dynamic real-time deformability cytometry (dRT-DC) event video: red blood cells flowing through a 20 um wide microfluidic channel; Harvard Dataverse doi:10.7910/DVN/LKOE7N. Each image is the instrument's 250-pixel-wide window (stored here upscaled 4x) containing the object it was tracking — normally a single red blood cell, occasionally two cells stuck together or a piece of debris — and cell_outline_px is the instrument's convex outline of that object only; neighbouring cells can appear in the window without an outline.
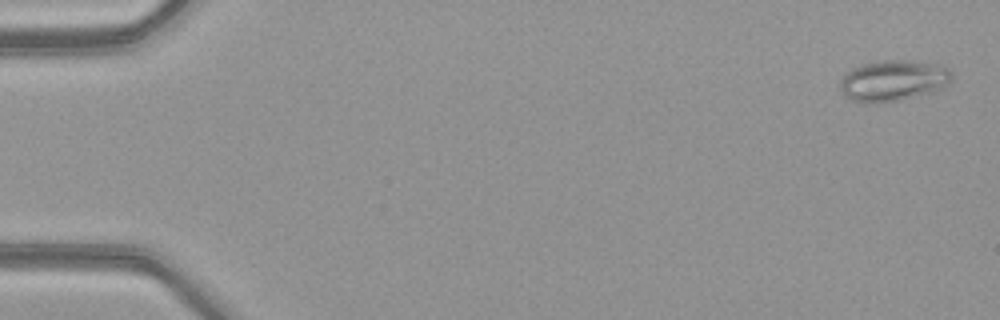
{"species": "common noctule bat (a hibernating species)", "species_latin": "Nyctalus noctula", "temperature_condition": "warm", "stored_images_in_passage": 51, "camera_frame_rate_fps": 3000, "um_per_image_px": 0.085, "animal": {"sex": "female", "body_mass_g": 21.9}, "frame": {"image": 1, "passage_image": 2, "time_ms": 0.333, "image_size_px": [1000, 320], "cell_outline_px": [[952, 80], [948, 84], [936, 92], [896, 100], [872, 104], [868, 104], [852, 100], [844, 96], [840, 92], [840, 80], [852, 68], [864, 64], [884, 60], [908, 60], [940, 64], [948, 68], [952, 72]], "centroid_in_image_um": [75.95, 6.86], "position_along_channel_um": 9.1, "area_um2": 26.93}}
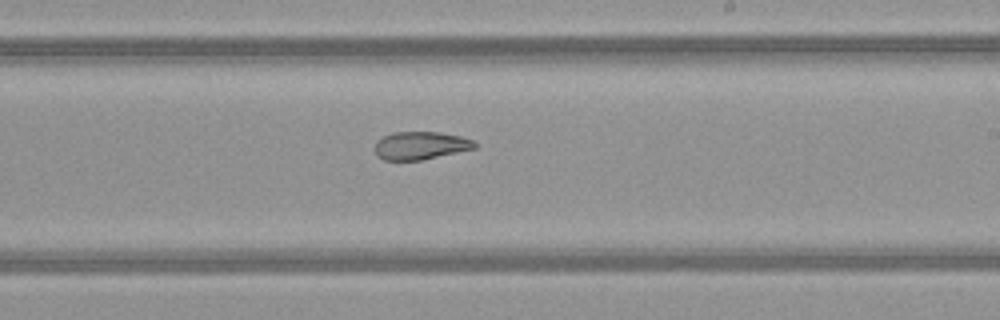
{"frame": {"image": 2, "passage_image": 31, "time_ms": 10.0, "image_size_px": [1000, 320], "cell_outline_px": [[476, 148], [420, 160], [384, 160], [376, 156], [372, 148], [376, 140], [392, 132], [440, 132], [460, 136], [472, 140], [476, 144]], "centroid_in_image_um": [35.67, 12.37], "position_along_channel_um": 253.3, "area_um2": 16.36}}
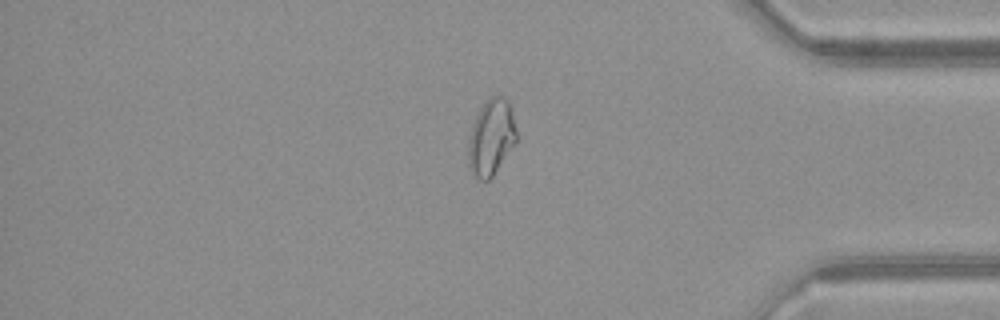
{"frame": {"image": 3, "passage_image": 43, "time_ms": 14.0, "image_size_px": [1000, 320], "cell_outline_px": [[516, 144], [492, 176], [488, 180], [480, 180], [468, 168], [468, 140], [472, 124], [480, 108], [492, 96], [500, 96], [508, 100], [516, 132]], "centroid_in_image_um": [41.73, 11.71], "position_along_channel_um": 393.5, "area_um2": 21.1}, "authors_computed_cell_mechanics": {"area_um2": 22.3108, "velocity_mm_per_s": 4.1025, "shape_relaxation_time_tau1_ms": null, "shape_relaxation_time_tau2_ms": 2.1628, "deformation_change_tau1": null, "deformation_change_tau2": 0.0808}}